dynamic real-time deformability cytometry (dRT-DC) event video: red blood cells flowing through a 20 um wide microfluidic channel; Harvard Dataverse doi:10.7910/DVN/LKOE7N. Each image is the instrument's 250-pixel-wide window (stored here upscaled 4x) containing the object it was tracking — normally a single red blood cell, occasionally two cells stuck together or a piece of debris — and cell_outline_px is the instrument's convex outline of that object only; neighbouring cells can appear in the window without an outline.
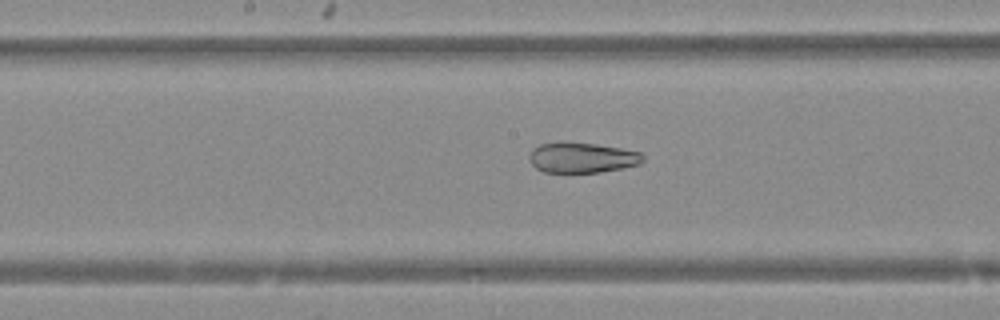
{"species": "Egyptian fruit bat (a non-hibernating species)", "species_latin": "Rousettus aegyptiacus", "temperature_condition": "warm", "stored_images_in_passage": 50, "camera_frame_rate_fps": 3000, "um_per_image_px": 0.085, "animal": {"sex": "female"}, "frame": {"image": 1, "passage_image": 26, "time_ms": 8.333, "image_size_px": [1000, 320], "cell_outline_px": [[644, 160], [640, 164], [600, 172], [544, 172], [536, 168], [532, 164], [528, 156], [532, 148], [540, 144], [556, 140], [564, 140], [596, 144], [620, 148], [640, 152], [644, 156]], "centroid_in_image_um": [49.42, 13.36], "position_along_channel_um": 198.8, "area_um2": 20.46}}
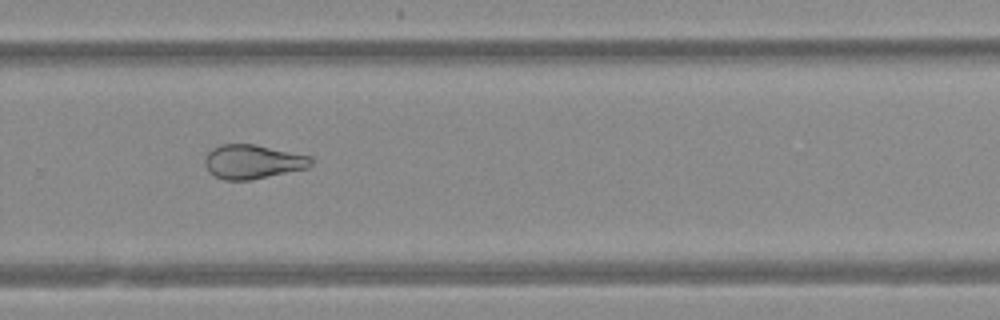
{"frame": {"image": 2, "passage_image": 34, "time_ms": 11.0, "image_size_px": [1000, 320], "cell_outline_px": [[312, 164], [308, 168], [252, 180], [224, 180], [208, 172], [204, 164], [204, 156], [212, 148], [220, 144], [256, 144], [312, 156]], "centroid_in_image_um": [21.47, 13.74], "position_along_channel_um": 308.3, "area_um2": 21.44}}
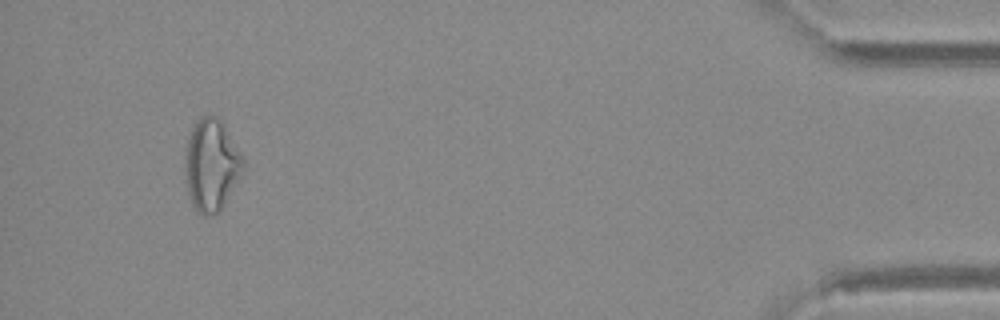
{"frame": {"image": 3, "passage_image": 47, "time_ms": 15.333, "image_size_px": [1000, 320], "cell_outline_px": [[244, 172], [220, 212], [208, 216], [204, 216], [196, 212], [192, 204], [188, 192], [184, 172], [184, 156], [188, 136], [196, 120], [200, 116], [220, 116], [240, 152], [244, 160]], "centroid_in_image_um": [17.97, 14.03], "position_along_channel_um": 417.2, "area_um2": 31.79}}